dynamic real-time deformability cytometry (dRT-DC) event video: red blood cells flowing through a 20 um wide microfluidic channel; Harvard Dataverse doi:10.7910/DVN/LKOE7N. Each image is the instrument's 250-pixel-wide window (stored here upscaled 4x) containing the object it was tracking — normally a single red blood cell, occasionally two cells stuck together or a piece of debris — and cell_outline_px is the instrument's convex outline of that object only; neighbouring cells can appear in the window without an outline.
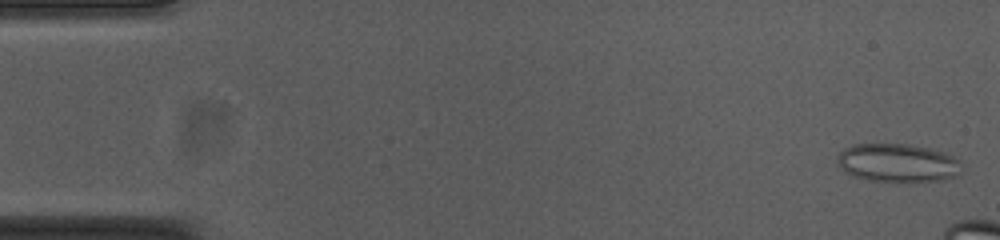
{"species": "common noctule bat (a hibernating species)", "species_latin": "Nyctalus noctula", "temperature_condition": "cold", "stored_images_in_passage": 11, "camera_frame_rate_fps": 3000, "um_per_image_px": 0.085, "animal": {"sex": "female", "body_mass_g": 23.0, "forearm_length_mm": 53.4}, "frame": {"image": 1, "passage_image": 1, "time_ms": 0.0, "image_size_px": [1000, 240], "cell_outline_px": [[964, 168], [956, 176], [940, 180], [916, 184], [908, 184], [868, 180], [852, 176], [844, 172], [836, 160], [840, 152], [844, 148], [852, 144], [908, 144], [932, 148], [944, 152], [960, 160]], "centroid_in_image_um": [76.34, 13.88], "position_along_channel_um": 8.7, "area_um2": 28.9}}